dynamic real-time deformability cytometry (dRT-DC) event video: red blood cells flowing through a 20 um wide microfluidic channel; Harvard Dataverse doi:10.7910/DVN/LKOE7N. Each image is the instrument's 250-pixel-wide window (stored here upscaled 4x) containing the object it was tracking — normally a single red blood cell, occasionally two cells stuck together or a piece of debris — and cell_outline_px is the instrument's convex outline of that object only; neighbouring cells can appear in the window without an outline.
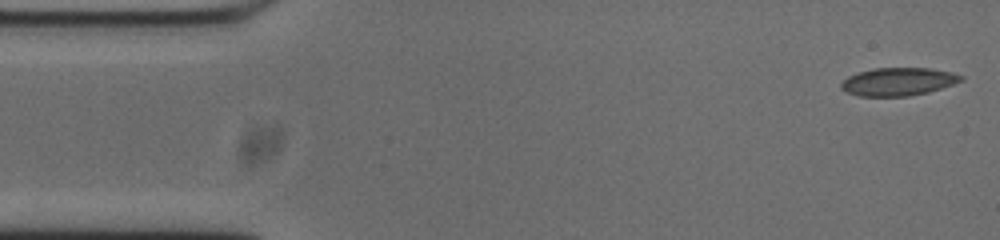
{"species": "common noctule bat (a hibernating species)", "species_latin": "Nyctalus noctula", "temperature_condition": "cold", "stored_images_in_passage": 45, "camera_frame_rate_fps": 3000, "um_per_image_px": 0.085, "animal": {"sex": "male", "body_mass_g": 20.0, "forearm_length_mm": 53.3}, "frame": {"image": 1, "passage_image": 1, "time_ms": 0.0, "image_size_px": [1000, 240], "cell_outline_px": [[964, 80], [928, 92], [908, 96], [860, 96], [848, 92], [840, 88], [840, 84], [848, 76], [860, 72], [876, 68], [932, 68], [952, 72], [964, 76]], "centroid_in_image_um": [76.37, 6.93], "position_along_channel_um": 8.6, "area_um2": 19.42}}
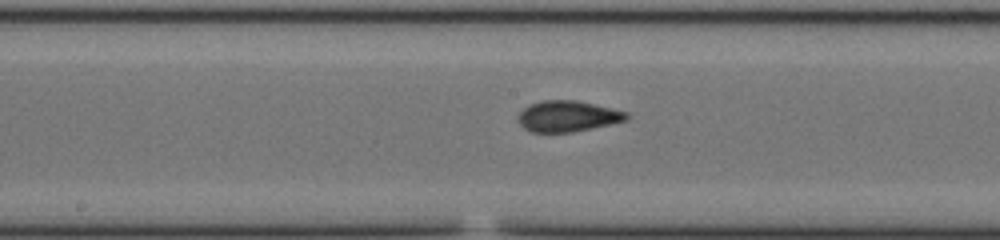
{"frame": {"image": 2, "passage_image": 25, "time_ms": 8.0, "image_size_px": [1000, 240], "cell_outline_px": [[632, 116], [628, 120], [592, 128], [572, 132], [532, 132], [524, 128], [516, 120], [516, 116], [528, 104], [540, 100], [576, 100], [612, 108], [628, 112]], "centroid_in_image_um": [48.25, 9.87], "position_along_channel_um": 200.0, "area_um2": 19.83}}
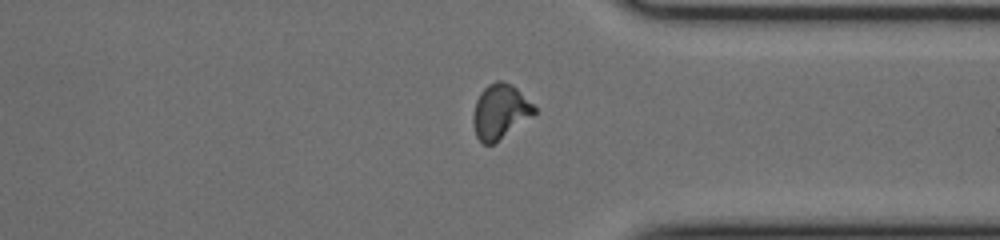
{"frame": {"image": 3, "passage_image": 39, "time_ms": 12.667, "image_size_px": [1000, 240], "cell_outline_px": [[536, 112], [532, 116], [492, 144], [484, 144], [476, 136], [472, 120], [472, 116], [476, 100], [480, 92], [488, 84], [496, 80], [500, 80], [512, 84], [536, 108]], "centroid_in_image_um": [42.48, 9.46], "position_along_channel_um": 368.9, "area_um2": 19.19}, "authors_computed_cell_mechanics": {"area_um2": 19.363, "velocity_mm_per_s": 3.7266, "shape_relaxation_time_tau1_ms": 8.2782, "shape_relaxation_time_tau2_ms": 1.1147, "deformation_change_tau1": 0.1746, "deformation_change_tau2": 0.0512}}